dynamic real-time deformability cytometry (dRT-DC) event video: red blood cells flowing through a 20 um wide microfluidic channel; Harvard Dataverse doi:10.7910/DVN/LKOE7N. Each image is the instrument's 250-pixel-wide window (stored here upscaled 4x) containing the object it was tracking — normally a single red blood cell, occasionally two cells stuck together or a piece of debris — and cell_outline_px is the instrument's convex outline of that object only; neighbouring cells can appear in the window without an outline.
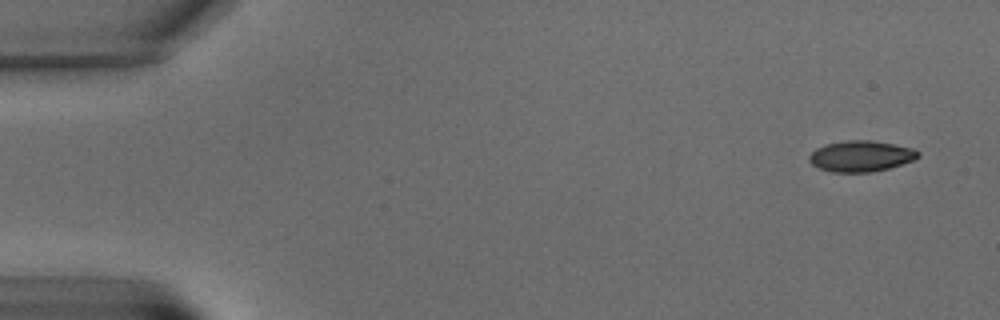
{"species": "common noctule bat (a hibernating species)", "species_latin": "Nyctalus noctula", "temperature_condition": "warm", "stored_images_in_passage": 7, "camera_frame_rate_fps": 3000, "um_per_image_px": 0.085, "animal": {"sex": "male", "body_mass_g": 15.6}, "frame": {"image": 1, "passage_image": 1, "time_ms": 0.0, "image_size_px": [1000, 320], "cell_outline_px": [[920, 156], [912, 160], [888, 168], [872, 172], [832, 172], [820, 168], [812, 164], [808, 160], [808, 156], [816, 148], [824, 144], [844, 140], [872, 140], [912, 148], [920, 152]], "centroid_in_image_um": [73.14, 13.26], "position_along_channel_um": 11.9, "area_um2": 19.59}}
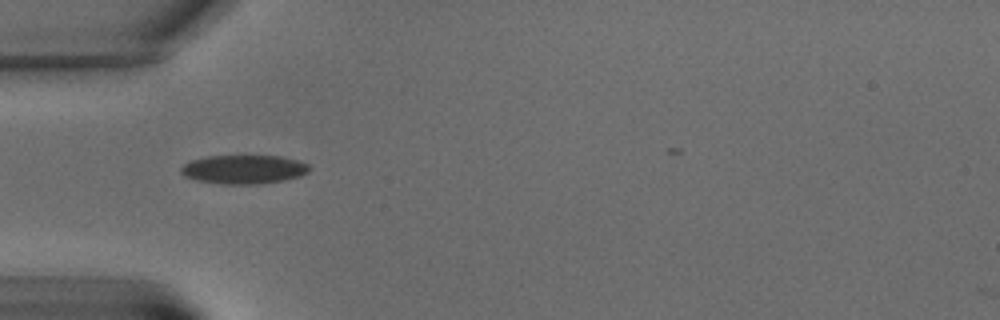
{"frame": {"image": 2, "passage_image": 5, "time_ms": 6.333, "image_size_px": [1000, 320], "cell_outline_px": [[308, 172], [300, 176], [284, 180], [260, 184], [220, 184], [196, 180], [184, 176], [180, 172], [180, 168], [184, 164], [192, 160], [208, 156], [280, 156], [296, 160], [308, 164]], "centroid_in_image_um": [20.69, 14.4], "position_along_channel_um": 64.3, "area_um2": 21.5}}
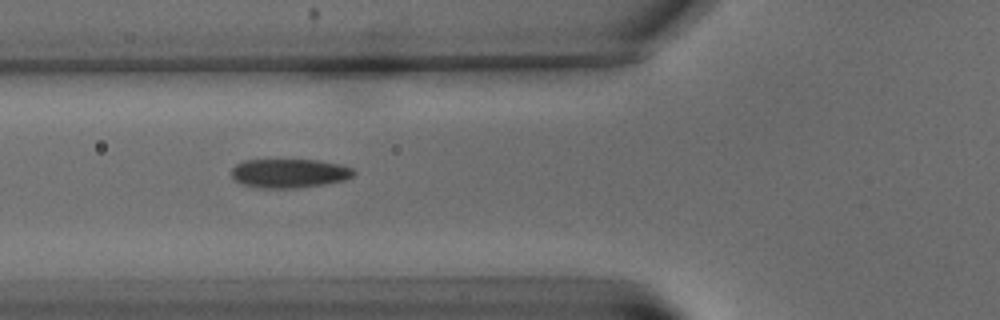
{"frame": {"image": 3, "passage_image": 6, "time_ms": 7.667, "image_size_px": [1000, 320], "cell_outline_px": [[356, 172], [352, 176], [344, 180], [324, 184], [296, 188], [264, 188], [244, 184], [236, 180], [232, 176], [232, 168], [236, 164], [244, 160], [316, 160], [340, 164], [352, 168]], "centroid_in_image_um": [24.61, 14.72], "position_along_channel_um": 101.2, "area_um2": 20.46}}